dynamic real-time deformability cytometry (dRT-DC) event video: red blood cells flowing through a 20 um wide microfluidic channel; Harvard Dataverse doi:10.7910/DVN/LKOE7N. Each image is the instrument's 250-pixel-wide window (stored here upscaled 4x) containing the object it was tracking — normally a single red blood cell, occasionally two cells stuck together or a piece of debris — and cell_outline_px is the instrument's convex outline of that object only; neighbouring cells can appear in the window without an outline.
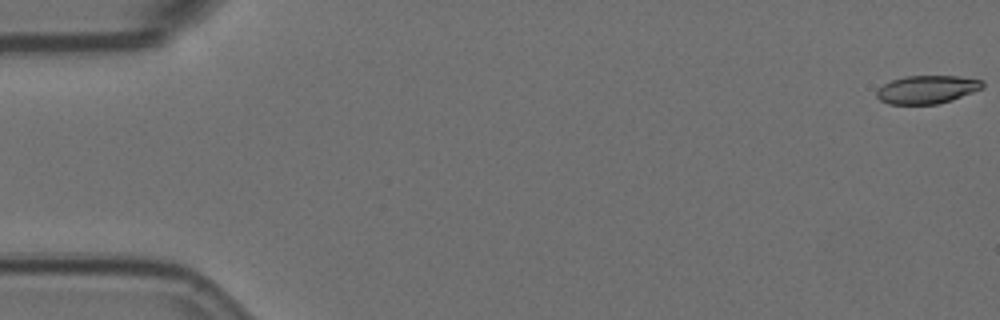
{"species": "Egyptian fruit bat (a non-hibernating species)", "species_latin": "Rousettus aegyptiacus", "temperature_condition": "room temperature", "stored_images_in_passage": 57, "camera_frame_rate_fps": 3000, "um_per_image_px": 0.085, "animal": {"sex": "female"}, "frame": {"image": 1, "passage_image": 1, "time_ms": 0.0, "image_size_px": [1000, 320], "cell_outline_px": [[984, 88], [952, 100], [936, 104], [888, 104], [880, 100], [876, 96], [876, 92], [884, 84], [892, 80], [904, 76], [960, 76], [984, 80]], "centroid_in_image_um": [78.83, 7.6], "position_along_channel_um": 6.2, "area_um2": 17.46}}
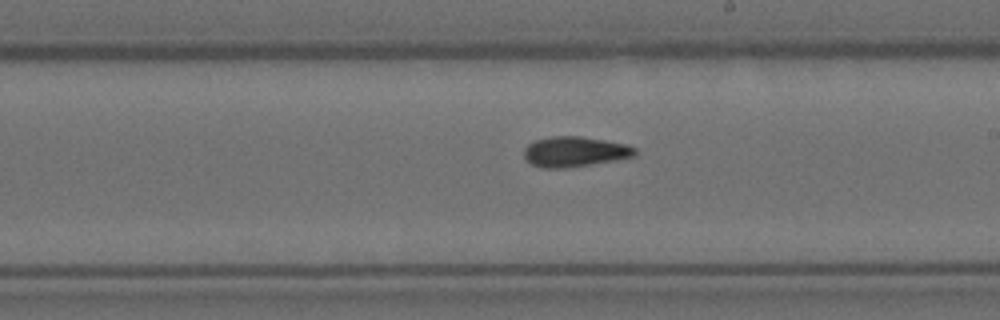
{"frame": {"image": 2, "passage_image": 33, "time_ms": 10.667, "image_size_px": [1000, 320], "cell_outline_px": [[636, 156], [568, 168], [544, 168], [532, 164], [524, 156], [524, 148], [528, 144], [536, 140], [552, 136], [580, 136], [628, 144], [636, 148]], "centroid_in_image_um": [48.87, 12.89], "position_along_channel_um": 240.1, "area_um2": 19.48}}
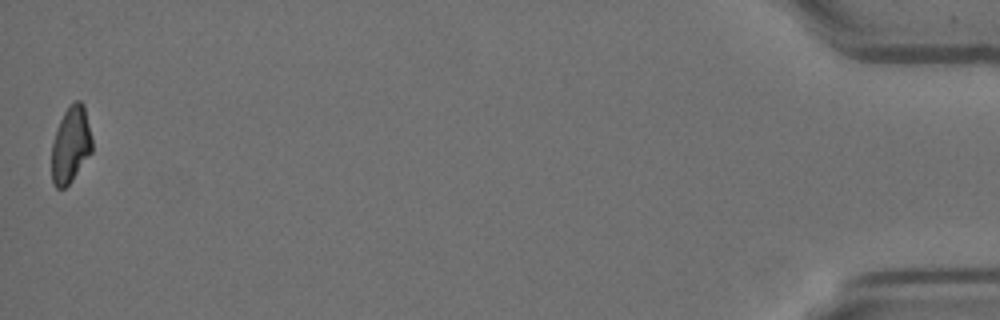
{"frame": {"image": 3, "passage_image": 57, "time_ms": 18.667, "image_size_px": [1000, 320], "cell_outline_px": [[92, 152], [72, 180], [64, 188], [56, 188], [52, 180], [52, 144], [60, 120], [68, 104], [76, 100], [80, 100], [84, 104], [92, 140]], "centroid_in_image_um": [6.02, 12.28], "position_along_channel_um": 429.2, "area_um2": 17.92}, "authors_computed_cell_mechanics": {"area_um2": 19.0162, "velocity_mm_per_s": 3.5847, "shape_relaxation_time_tau1_ms": null, "shape_relaxation_time_tau2_ms": 6.1122, "deformation_change_tau1": null, "deformation_change_tau2": 0.1368}}